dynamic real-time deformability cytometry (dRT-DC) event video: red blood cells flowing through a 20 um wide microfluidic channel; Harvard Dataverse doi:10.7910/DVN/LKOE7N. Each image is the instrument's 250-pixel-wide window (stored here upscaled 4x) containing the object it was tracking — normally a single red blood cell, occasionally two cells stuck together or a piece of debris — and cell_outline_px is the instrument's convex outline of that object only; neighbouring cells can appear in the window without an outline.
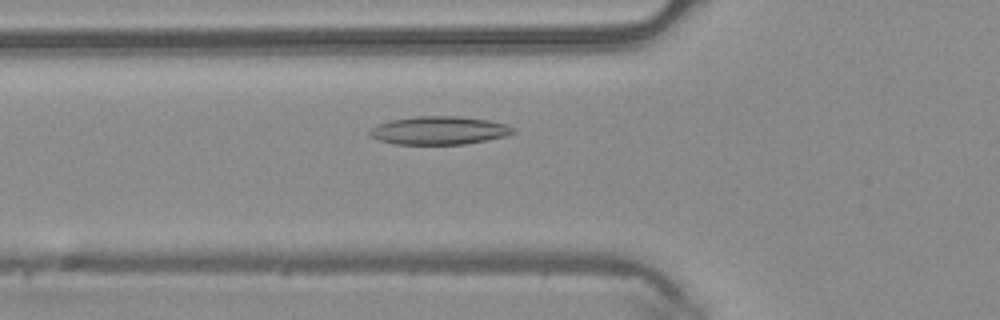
{"species": "common noctule bat (a hibernating species)", "species_latin": "Nyctalus noctula", "temperature_condition": "warm", "stored_images_in_passage": 45, "camera_frame_rate_fps": 3000, "um_per_image_px": 0.085, "animal": {"sex": "male", "body_mass_g": 20.4}, "frame": {"image": 1, "passage_image": 14, "time_ms": 4.333, "image_size_px": [1000, 320], "cell_outline_px": [[516, 132], [504, 136], [464, 144], [396, 144], [380, 140], [368, 136], [368, 132], [372, 128], [380, 124], [392, 120], [416, 116], [460, 116], [488, 120], [508, 124], [516, 128]], "centroid_in_image_um": [37.35, 11.08], "position_along_channel_um": 88.4, "area_um2": 23.47}}
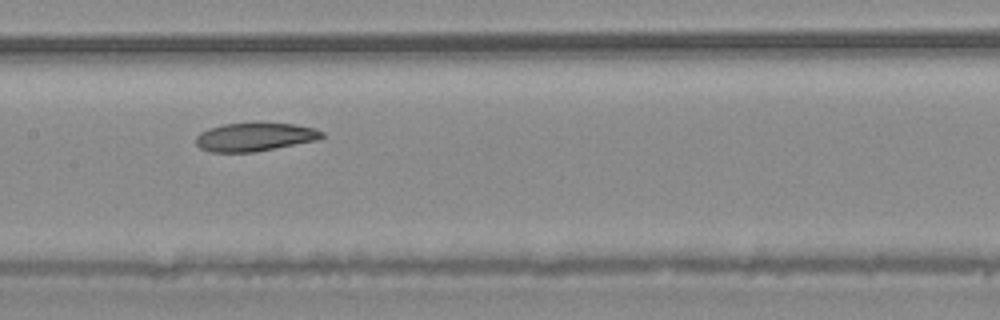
{"frame": {"image": 2, "passage_image": 21, "time_ms": 6.667, "image_size_px": [1000, 320], "cell_outline_px": [[324, 136], [316, 140], [252, 152], [212, 152], [200, 148], [196, 144], [196, 136], [200, 132], [208, 128], [224, 124], [256, 120], [292, 124], [316, 128], [324, 132]], "centroid_in_image_um": [21.64, 11.59], "position_along_channel_um": 185.8, "area_um2": 21.39}}
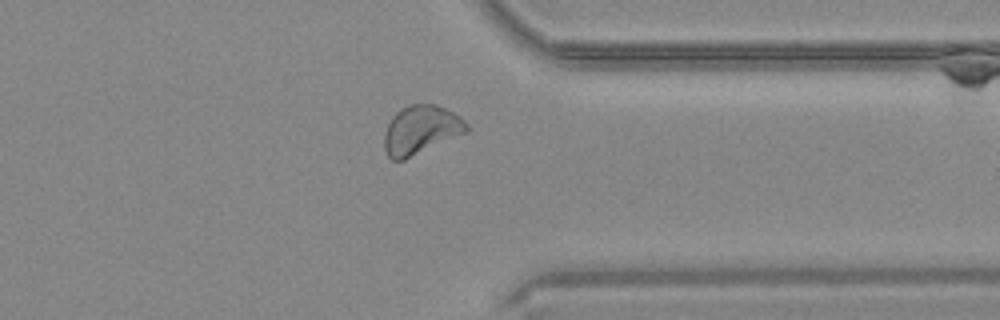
{"frame": {"image": 3, "passage_image": 35, "time_ms": 11.333, "image_size_px": [1000, 320], "cell_outline_px": [[468, 132], [404, 160], [392, 160], [388, 156], [384, 148], [384, 132], [392, 116], [400, 108], [408, 104], [436, 104], [460, 116], [468, 124]], "centroid_in_image_um": [35.76, 11.04], "position_along_channel_um": 375.6, "area_um2": 23.52}, "authors_computed_cell_mechanics": {"area_um2": 22.9466, "velocity_mm_per_s": 4.1386, "shape_relaxation_time_tau1_ms": null, "shape_relaxation_time_tau2_ms": 6.8035, "deformation_change_tau1": null, "deformation_change_tau2": 0.1162}}